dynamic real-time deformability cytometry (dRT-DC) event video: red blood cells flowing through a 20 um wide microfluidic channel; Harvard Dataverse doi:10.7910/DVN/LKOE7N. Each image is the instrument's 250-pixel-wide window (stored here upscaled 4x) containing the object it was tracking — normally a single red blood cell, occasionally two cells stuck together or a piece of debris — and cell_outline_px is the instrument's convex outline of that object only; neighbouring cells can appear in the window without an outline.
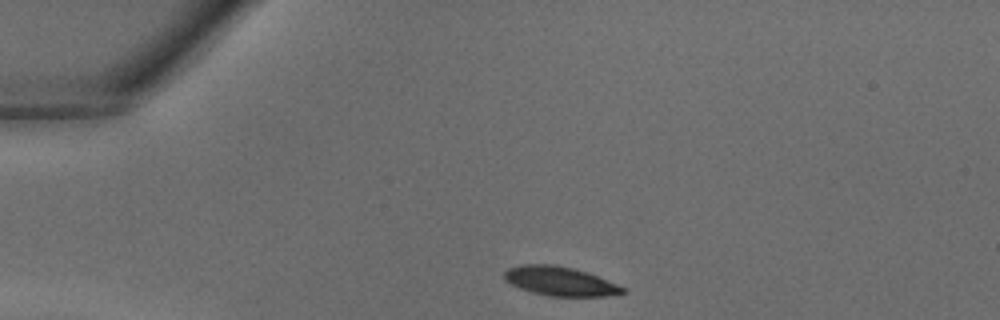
{"species": "common noctule bat (a hibernating species)", "species_latin": "Nyctalus noctula", "temperature_condition": "warm", "stored_images_in_passage": 31, "camera_frame_rate_fps": 3000, "um_per_image_px": 0.085, "animal": {"sex": "male", "body_mass_g": 18.8}, "frame": {"image": 1, "passage_image": 1, "time_ms": 0.0, "image_size_px": [1000, 320], "cell_outline_px": [[628, 292], [604, 296], [548, 296], [532, 292], [520, 288], [504, 280], [504, 272], [508, 268], [520, 264], [552, 264], [576, 268], [588, 272], [628, 288]], "centroid_in_image_um": [47.63, 23.89], "position_along_channel_um": 37.4, "area_um2": 20.35}}
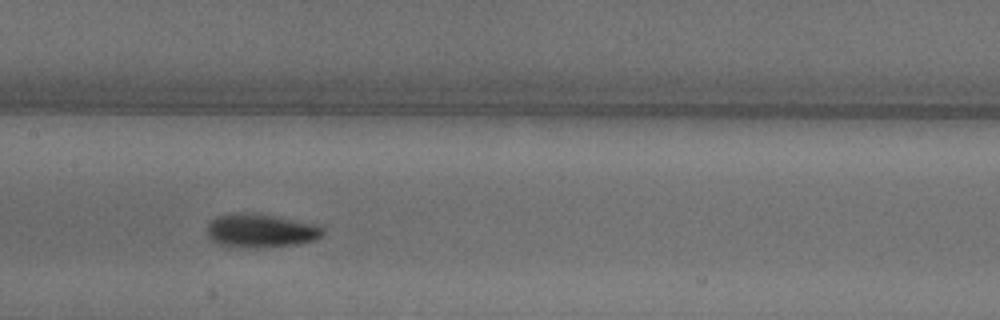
{"frame": {"image": 2, "passage_image": 12, "time_ms": 3.667, "image_size_px": [1000, 320], "cell_outline_px": [[324, 232], [316, 240], [296, 244], [220, 244], [212, 240], [208, 236], [208, 224], [216, 216], [232, 212], [256, 212], [316, 224], [324, 228]], "centroid_in_image_um": [22.18, 19.51], "position_along_channel_um": 185.2, "area_um2": 21.68}}
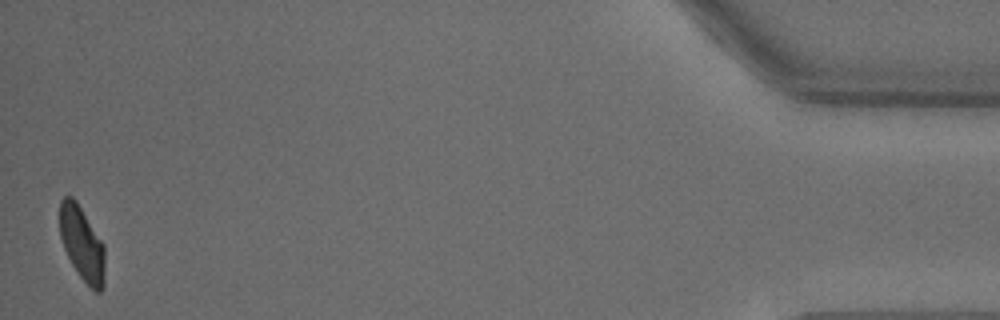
{"frame": {"image": 3, "passage_image": 31, "time_ms": 10.0, "image_size_px": [1000, 320], "cell_outline_px": [[104, 288], [100, 292], [96, 292], [80, 276], [72, 264], [64, 248], [60, 236], [60, 200], [64, 196], [72, 196], [76, 200], [104, 244]], "centroid_in_image_um": [6.98, 20.69], "position_along_channel_um": 428.2, "area_um2": 19.36}}